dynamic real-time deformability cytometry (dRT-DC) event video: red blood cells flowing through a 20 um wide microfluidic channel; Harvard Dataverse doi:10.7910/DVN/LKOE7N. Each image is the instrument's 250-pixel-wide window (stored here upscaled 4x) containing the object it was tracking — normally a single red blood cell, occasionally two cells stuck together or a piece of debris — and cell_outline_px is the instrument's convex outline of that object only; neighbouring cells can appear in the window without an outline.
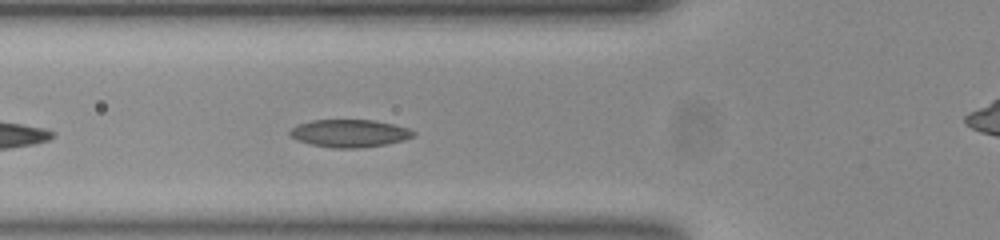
{"species": "common noctule bat (a hibernating species)", "species_latin": "Nyctalus noctula", "temperature_condition": "room temperature", "stored_images_in_passage": 19, "camera_frame_rate_fps": 3000, "um_per_image_px": 0.085, "animal": {"sex": "female", "body_mass_g": 23.0, "forearm_length_mm": 53.4}, "frame": {"image": 1, "passage_image": 6, "time_ms": 1.667, "image_size_px": [1000, 240], "cell_outline_px": [[416, 132], [412, 136], [400, 140], [384, 144], [352, 148], [336, 148], [312, 144], [300, 140], [292, 136], [288, 132], [292, 128], [300, 124], [312, 120], [372, 120], [392, 124], [408, 128]], "centroid_in_image_um": [29.7, 11.31], "position_along_channel_um": 96.1, "area_um2": 19.25}}
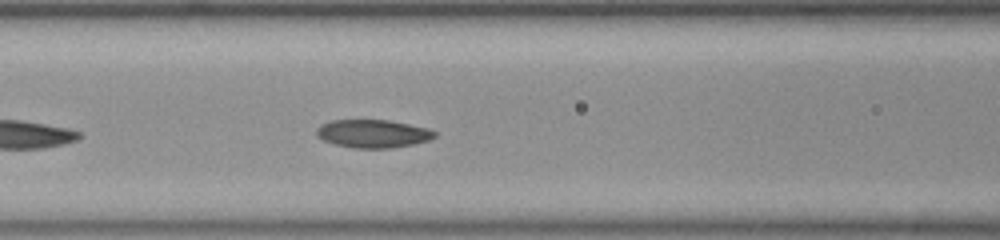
{"frame": {"image": 2, "passage_image": 9, "time_ms": 2.667, "image_size_px": [1000, 240], "cell_outline_px": [[436, 136], [428, 140], [412, 144], [388, 148], [360, 148], [336, 144], [324, 140], [316, 132], [324, 124], [332, 120], [388, 120], [408, 124], [424, 128], [436, 132]], "centroid_in_image_um": [31.73, 11.36], "position_along_channel_um": 134.9, "area_um2": 18.67}}